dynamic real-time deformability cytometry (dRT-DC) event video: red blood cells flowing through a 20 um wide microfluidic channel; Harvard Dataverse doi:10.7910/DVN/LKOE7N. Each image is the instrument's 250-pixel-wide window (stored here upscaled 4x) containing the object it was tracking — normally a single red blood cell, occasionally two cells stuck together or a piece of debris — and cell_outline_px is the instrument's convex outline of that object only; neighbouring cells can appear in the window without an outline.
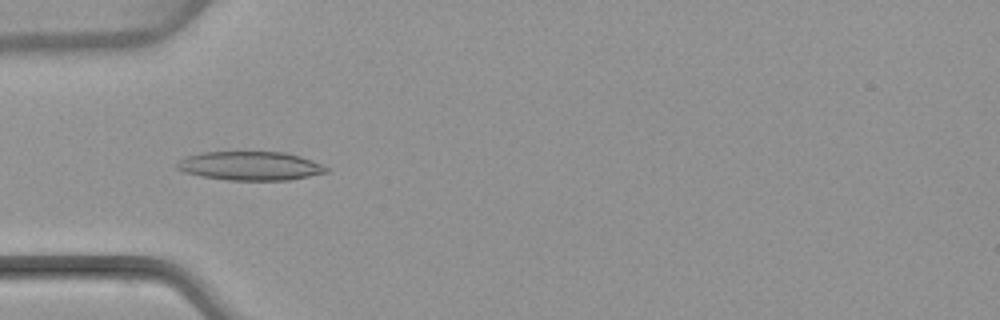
{"species": "common noctule bat (a hibernating species)", "species_latin": "Nyctalus noctula", "temperature_condition": "warm", "stored_images_in_passage": 6, "camera_frame_rate_fps": 3000, "um_per_image_px": 0.085, "animal": {"sex": "female", "body_mass_g": 22.7, "forearm_length_mm": 54.2}, "frame": {"image": 1, "passage_image": 5, "time_ms": 4.667, "image_size_px": [1000, 320], "cell_outline_px": [[332, 168], [328, 172], [288, 180], [228, 180], [200, 176], [184, 172], [176, 168], [176, 164], [180, 160], [188, 156], [200, 152], [284, 152], [300, 156], [312, 160]], "centroid_in_image_um": [21.3, 14.1], "position_along_channel_um": 63.7, "area_um2": 25.14}}
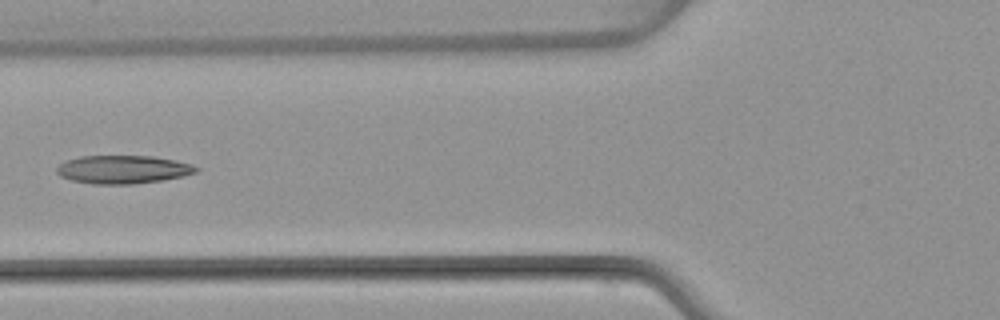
{"frame": {"image": 2, "passage_image": 6, "time_ms": 6.0, "image_size_px": [1000, 320], "cell_outline_px": [[200, 168], [196, 172], [184, 176], [164, 180], [132, 184], [92, 184], [72, 180], [60, 176], [56, 172], [56, 168], [64, 160], [80, 156], [152, 156], [176, 160], [192, 164]], "centroid_in_image_um": [10.46, 14.4], "position_along_channel_um": 115.3, "area_um2": 23.12}}